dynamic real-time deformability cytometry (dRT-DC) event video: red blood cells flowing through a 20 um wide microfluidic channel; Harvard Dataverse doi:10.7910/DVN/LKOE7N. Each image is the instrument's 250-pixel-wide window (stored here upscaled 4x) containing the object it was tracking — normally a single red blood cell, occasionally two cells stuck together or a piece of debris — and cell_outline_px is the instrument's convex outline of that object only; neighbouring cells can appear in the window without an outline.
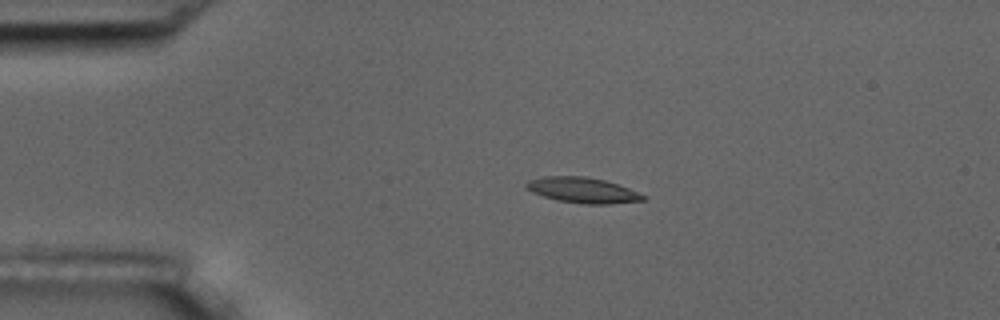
{"species": "common noctule bat (a hibernating species)", "species_latin": "Nyctalus noctula", "temperature_condition": "room temperature", "stored_images_in_passage": 4, "camera_frame_rate_fps": 3000, "um_per_image_px": 0.085, "animal": {"sex": "male", "body_mass_g": 17.5, "forearm_length_mm": 52.3}, "frame": {"image": 1, "passage_image": 2, "time_ms": 2.0, "image_size_px": [1000, 320], "cell_outline_px": [[644, 200], [608, 204], [584, 204], [556, 200], [532, 192], [524, 188], [524, 184], [528, 180], [544, 176], [584, 176], [604, 180], [628, 188], [644, 196]], "centroid_in_image_um": [49.44, 16.16], "position_along_channel_um": 35.6, "area_um2": 17.22}}
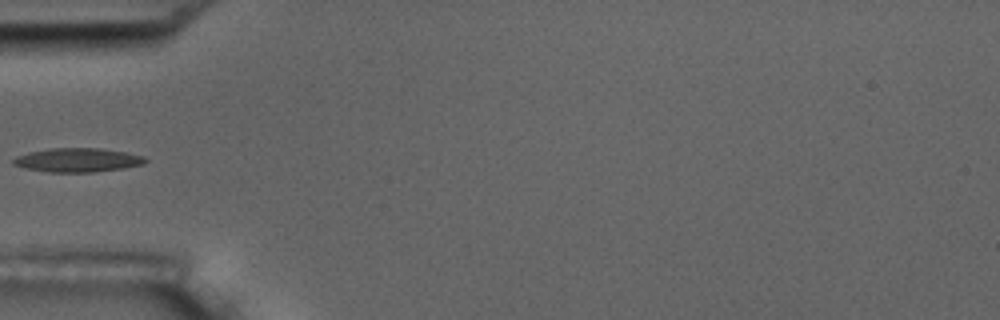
{"frame": {"image": 2, "passage_image": 4, "time_ms": 4.333, "image_size_px": [1000, 320], "cell_outline_px": [[148, 160], [144, 164], [124, 168], [92, 172], [48, 172], [24, 168], [12, 164], [12, 160], [16, 156], [28, 152], [48, 148], [100, 148], [124, 152], [144, 156]], "centroid_in_image_um": [6.57, 13.6], "position_along_channel_um": 78.4, "area_um2": 18.5}}